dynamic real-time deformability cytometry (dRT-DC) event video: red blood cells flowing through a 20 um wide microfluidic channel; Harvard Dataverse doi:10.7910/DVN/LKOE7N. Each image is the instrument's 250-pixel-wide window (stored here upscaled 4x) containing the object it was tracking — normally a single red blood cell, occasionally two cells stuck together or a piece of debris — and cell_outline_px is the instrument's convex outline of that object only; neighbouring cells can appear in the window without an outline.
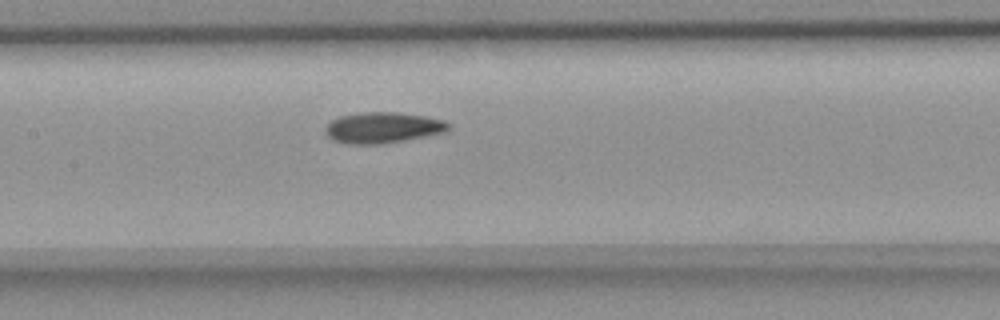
{"species": "common noctule bat (a hibernating species)", "species_latin": "Nyctalus noctula", "temperature_condition": "room temperature", "stored_images_in_passage": 4, "camera_frame_rate_fps": 3000, "um_per_image_px": 0.085, "animal": {"sex": "female", "body_mass_g": 18.4}, "frame": {"image": 1, "passage_image": 4, "time_ms": 1.0, "image_size_px": [1000, 320], "cell_outline_px": [[448, 128], [444, 132], [404, 140], [380, 144], [348, 144], [332, 140], [324, 132], [324, 128], [332, 120], [340, 116], [360, 112], [400, 112], [424, 116], [444, 120], [448, 124]], "centroid_in_image_um": [32.48, 10.84], "position_along_channel_um": 174.9, "area_um2": 22.08}}